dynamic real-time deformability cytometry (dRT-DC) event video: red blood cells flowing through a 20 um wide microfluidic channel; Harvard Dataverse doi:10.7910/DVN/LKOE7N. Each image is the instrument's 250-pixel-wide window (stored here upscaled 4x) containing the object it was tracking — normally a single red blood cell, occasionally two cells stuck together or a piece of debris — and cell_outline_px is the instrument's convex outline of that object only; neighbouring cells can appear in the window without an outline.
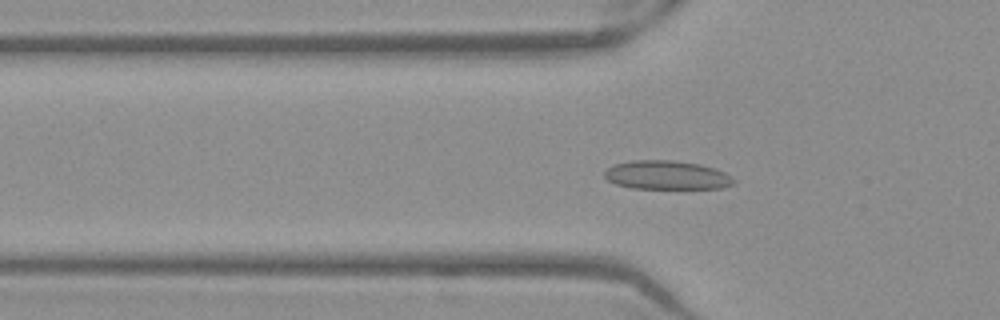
{"species": "Egyptian fruit bat (a non-hibernating species)", "species_latin": "Rousettus aegyptiacus", "temperature_condition": "warm", "stored_images_in_passage": 53, "camera_frame_rate_fps": 3000, "um_per_image_px": 0.085, "frame": {"image": 1, "passage_image": 18, "time_ms": 5.667, "image_size_px": [1000, 320], "cell_outline_px": [[736, 184], [720, 188], [632, 188], [616, 184], [608, 180], [604, 176], [604, 172], [612, 164], [632, 160], [672, 160], [700, 164], [716, 168], [732, 176], [736, 180]], "centroid_in_image_um": [56.7, 14.88], "position_along_channel_um": 69.1, "area_um2": 21.85}}
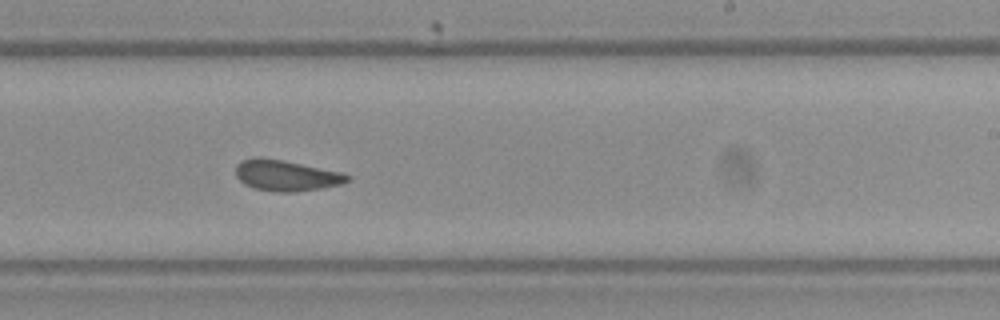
{"frame": {"image": 2, "passage_image": 33, "time_ms": 10.667, "image_size_px": [1000, 320], "cell_outline_px": [[352, 180], [340, 184], [324, 188], [296, 192], [276, 192], [256, 188], [244, 184], [236, 176], [236, 164], [240, 160], [252, 156], [260, 156], [284, 160], [344, 172], [352, 176]], "centroid_in_image_um": [24.35, 14.89], "position_along_channel_um": 264.6, "area_um2": 20.63}}
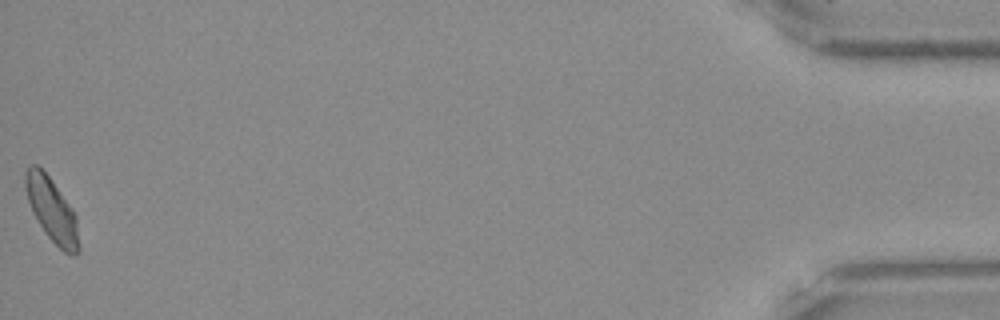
{"frame": {"image": 3, "passage_image": 53, "time_ms": 17.333, "image_size_px": [1000, 320], "cell_outline_px": [[80, 252], [76, 256], [72, 256], [64, 252], [44, 232], [32, 212], [28, 200], [24, 184], [24, 172], [32, 164], [36, 164], [48, 176], [72, 208], [76, 216], [80, 248]], "centroid_in_image_um": [4.41, 17.89], "position_along_channel_um": 430.8, "area_um2": 19.83}, "authors_computed_cell_mechanics": {"area_um2": 20.2878, "velocity_mm_per_s": 3.9112, "shape_relaxation_time_tau1_ms": null, "shape_relaxation_time_tau2_ms": 1.7731, "deformation_change_tau1": null, "deformation_change_tau2": 0.0631}}